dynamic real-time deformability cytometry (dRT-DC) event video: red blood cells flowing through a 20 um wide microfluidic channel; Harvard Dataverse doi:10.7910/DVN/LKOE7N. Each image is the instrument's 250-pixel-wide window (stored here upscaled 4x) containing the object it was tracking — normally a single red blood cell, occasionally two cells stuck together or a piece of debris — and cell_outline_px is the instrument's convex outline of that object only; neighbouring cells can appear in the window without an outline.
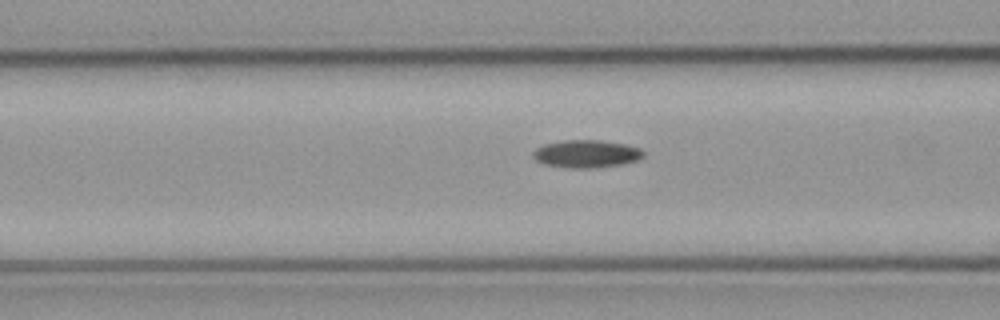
{"species": "common noctule bat (a hibernating species)", "species_latin": "Nyctalus noctula", "temperature_condition": "cold", "stored_images_in_passage": 18, "camera_frame_rate_fps": 3000, "um_per_image_px": 0.085, "animal": {"sex": "male", "body_mass_g": 23.1, "forearm_length_mm": 52.7}, "frame": {"image": 1, "passage_image": 16, "time_ms": 5.0, "image_size_px": [1000, 320], "cell_outline_px": [[644, 156], [640, 160], [624, 164], [592, 168], [572, 168], [544, 164], [536, 160], [532, 156], [532, 152], [536, 148], [544, 144], [564, 140], [600, 140], [624, 144], [640, 148], [644, 152]], "centroid_in_image_um": [49.86, 13.08], "position_along_channel_um": 116.7, "area_um2": 17.92}}